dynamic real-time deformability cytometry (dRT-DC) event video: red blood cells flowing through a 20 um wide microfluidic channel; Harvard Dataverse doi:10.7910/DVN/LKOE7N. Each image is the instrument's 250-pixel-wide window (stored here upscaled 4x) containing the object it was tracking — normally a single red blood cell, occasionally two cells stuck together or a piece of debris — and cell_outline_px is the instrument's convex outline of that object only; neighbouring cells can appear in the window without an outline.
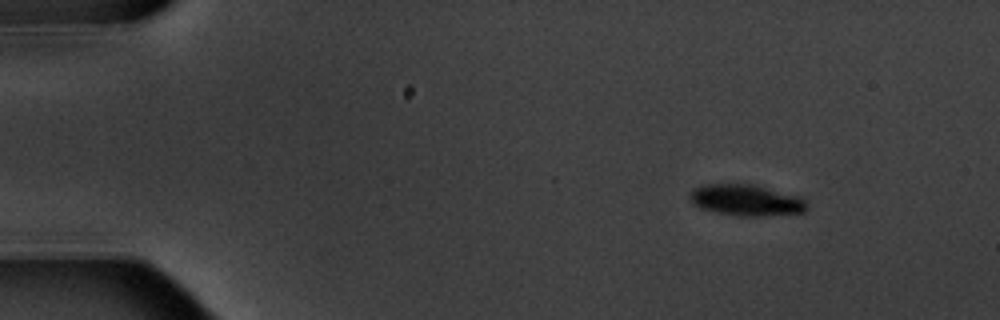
{"species": "common noctule bat (a hibernating species)", "species_latin": "Nyctalus noctula", "temperature_condition": "warm", "stored_images_in_passage": 5, "camera_frame_rate_fps": 3000, "um_per_image_px": 0.085, "animal": {"sex": "male", "body_mass_g": 20.1, "forearm_length_mm": 53.5}, "frame": {"image": 1, "passage_image": 2, "time_ms": 1.0, "image_size_px": [1000, 320], "cell_outline_px": [[808, 208], [804, 212], [760, 216], [740, 216], [700, 208], [692, 204], [688, 196], [688, 192], [692, 188], [700, 184], [756, 184], [800, 196], [808, 204]], "centroid_in_image_um": [63.4, 16.99], "position_along_channel_um": 21.6, "area_um2": 21.62}}